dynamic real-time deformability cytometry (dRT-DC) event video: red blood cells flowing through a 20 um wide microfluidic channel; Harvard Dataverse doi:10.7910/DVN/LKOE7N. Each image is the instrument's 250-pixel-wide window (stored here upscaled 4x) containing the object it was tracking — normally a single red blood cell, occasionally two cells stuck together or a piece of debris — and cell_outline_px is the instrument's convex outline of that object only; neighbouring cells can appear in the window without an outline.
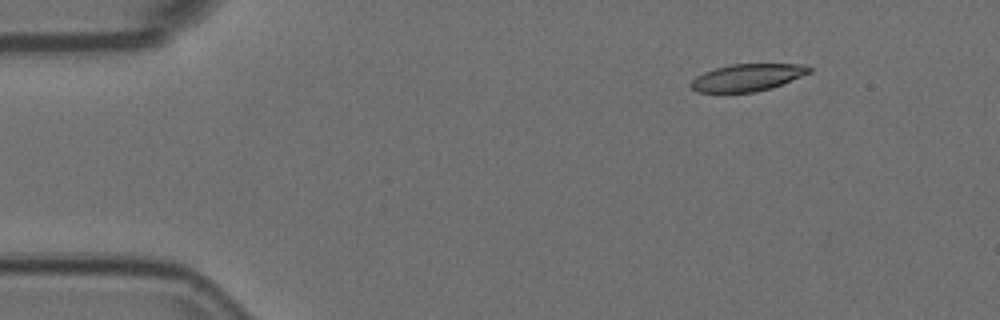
{"species": "Egyptian fruit bat (a non-hibernating species)", "species_latin": "Rousettus aegyptiacus", "temperature_condition": "room temperature", "stored_images_in_passage": 4, "segment_of_instrument_passage": [1, 2], "camera_frame_rate_fps": 3000, "um_per_image_px": 0.085, "animal": {"sex": "female"}, "frame": {"image": 1, "passage_image": 1, "time_ms": 0.0, "image_size_px": [1000, 320], "cell_outline_px": [[812, 72], [772, 88], [756, 92], [696, 92], [688, 84], [696, 76], [704, 72], [716, 68], [732, 64], [800, 64], [812, 68]], "centroid_in_image_um": [63.52, 6.59], "position_along_channel_um": 21.5, "area_um2": 18.73}}